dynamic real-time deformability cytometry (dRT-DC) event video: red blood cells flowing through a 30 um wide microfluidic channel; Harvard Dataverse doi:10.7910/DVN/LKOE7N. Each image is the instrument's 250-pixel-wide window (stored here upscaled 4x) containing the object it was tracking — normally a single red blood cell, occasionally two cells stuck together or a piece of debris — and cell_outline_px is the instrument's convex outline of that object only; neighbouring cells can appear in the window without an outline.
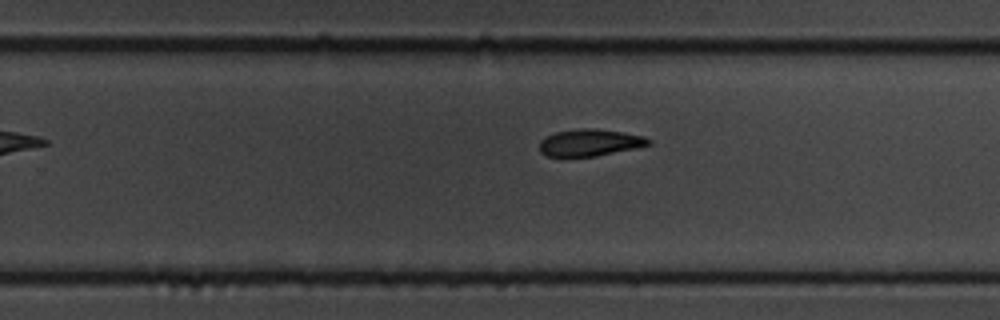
{"species": "common noctule bat (a hibernating species)", "species_latin": "Nyctalus noctula", "temperature_condition": "cold", "stored_images_in_passage": 14, "camera_frame_rate_fps": 3000, "um_per_image_px": 0.085, "animal": {"sex": "male", "body_mass_g": 19.5, "forearm_length_mm": 54.6}, "frame": {"image": 1, "passage_image": 10, "time_ms": 3.0, "image_size_px": [1000, 320], "cell_outline_px": [[652, 144], [636, 148], [596, 156], [564, 160], [544, 156], [540, 152], [540, 140], [544, 136], [556, 132], [580, 128], [596, 128], [624, 132], [644, 136], [652, 140]], "centroid_in_image_um": [50.07, 12.16], "position_along_channel_um": 279.7, "area_um2": 18.03}}
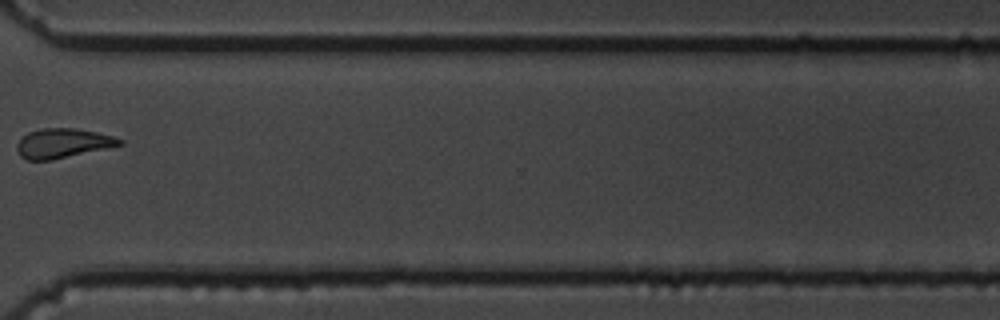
{"frame": {"image": 2, "passage_image": 12, "time_ms": 3.667, "image_size_px": [1000, 320], "cell_outline_px": [[124, 144], [52, 160], [28, 160], [20, 156], [16, 148], [16, 144], [28, 132], [44, 128], [72, 128], [96, 132], [112, 136], [124, 140]], "centroid_in_image_um": [5.32, 12.18], "position_along_channel_um": 365.3, "area_um2": 17.46}}